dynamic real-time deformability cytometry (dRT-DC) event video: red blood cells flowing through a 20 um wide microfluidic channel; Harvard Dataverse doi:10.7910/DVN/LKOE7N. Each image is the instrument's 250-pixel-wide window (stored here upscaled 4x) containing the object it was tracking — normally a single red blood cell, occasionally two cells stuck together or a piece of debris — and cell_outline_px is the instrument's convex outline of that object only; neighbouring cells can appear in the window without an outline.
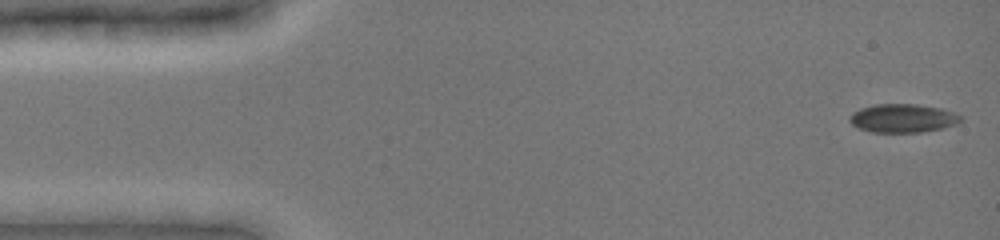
{"species": "common noctule bat (a hibernating species)", "species_latin": "Nyctalus noctula", "temperature_condition": "cold", "stored_images_in_passage": 30, "camera_frame_rate_fps": 3000, "um_per_image_px": 0.085, "animal": {"sex": "female", "body_mass_g": 19.0, "forearm_length_mm": 51.5}, "frame": {"image": 1, "passage_image": 1, "time_ms": 0.0, "image_size_px": [1000, 240], "cell_outline_px": [[964, 120], [956, 124], [940, 128], [920, 132], [872, 132], [860, 128], [852, 124], [848, 120], [848, 116], [852, 112], [860, 108], [876, 104], [916, 104], [940, 108], [952, 112], [960, 116]], "centroid_in_image_um": [76.7, 10.04], "position_along_channel_um": 8.3, "area_um2": 18.38}}
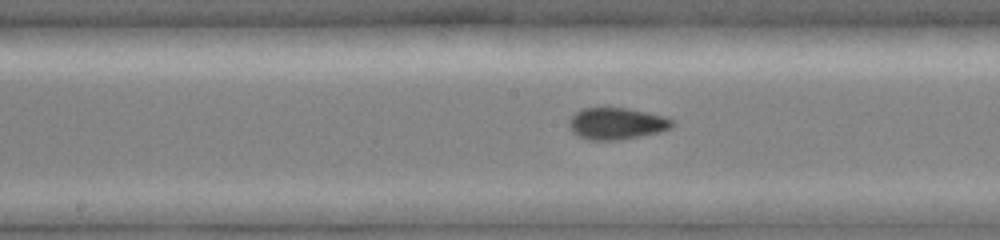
{"frame": {"image": 2, "passage_image": 20, "time_ms": 7.667, "image_size_px": [1000, 240], "cell_outline_px": [[676, 124], [672, 128], [660, 132], [620, 140], [588, 140], [572, 132], [568, 128], [568, 120], [576, 112], [584, 108], [628, 108], [664, 116], [676, 120]], "centroid_in_image_um": [52.44, 10.51], "position_along_channel_um": 195.8, "area_um2": 19.31}}
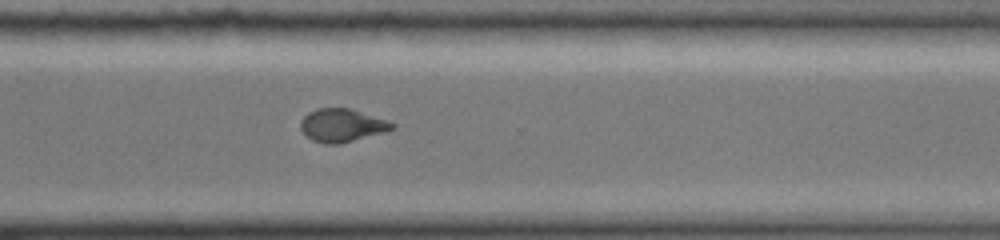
{"frame": {"image": 3, "passage_image": 30, "time_ms": 11.333, "image_size_px": [1000, 240], "cell_outline_px": [[396, 128], [384, 132], [340, 144], [324, 144], [312, 140], [300, 128], [300, 120], [308, 112], [316, 108], [348, 108], [388, 120], [396, 124]], "centroid_in_image_um": [29.07, 10.65], "position_along_channel_um": 341.5, "area_um2": 17.69}}